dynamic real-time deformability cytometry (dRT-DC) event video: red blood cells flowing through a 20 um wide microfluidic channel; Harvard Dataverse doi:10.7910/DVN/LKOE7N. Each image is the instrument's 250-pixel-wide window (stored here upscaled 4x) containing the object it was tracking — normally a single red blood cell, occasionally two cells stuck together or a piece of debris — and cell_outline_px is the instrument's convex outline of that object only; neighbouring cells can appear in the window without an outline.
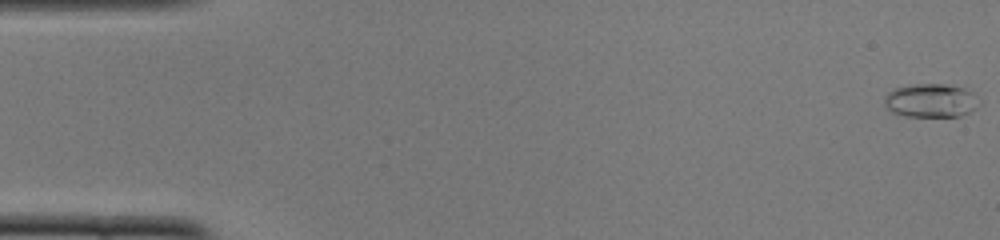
{"species": "common noctule bat (a hibernating species)", "species_latin": "Nyctalus noctula", "temperature_condition": "cold", "stored_images_in_passage": 50, "camera_frame_rate_fps": 3000, "um_per_image_px": 0.085, "animal": {"sex": "female", "body_mass_g": 22.0, "forearm_length_mm": 56.7}, "frame": {"image": 1, "passage_image": 1, "time_ms": 0.0, "image_size_px": [1000, 240], "cell_outline_px": [[976, 108], [960, 116], [904, 116], [892, 112], [884, 104], [884, 96], [892, 88], [912, 84], [944, 84], [964, 88], [972, 92]], "centroid_in_image_um": [79.02, 8.54], "position_along_channel_um": 6.0, "area_um2": 18.32}}
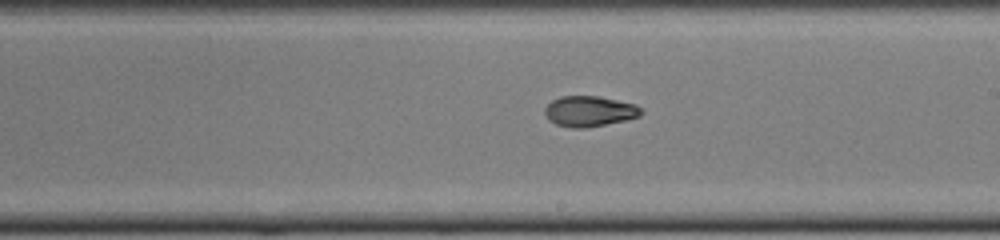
{"frame": {"image": 2, "passage_image": 29, "time_ms": 9.333, "image_size_px": [1000, 240], "cell_outline_px": [[644, 112], [640, 116], [624, 120], [584, 128], [572, 128], [556, 124], [548, 120], [544, 112], [544, 108], [552, 100], [560, 96], [600, 96], [636, 104]], "centroid_in_image_um": [50.09, 9.44], "position_along_channel_um": 238.9, "area_um2": 17.17}}
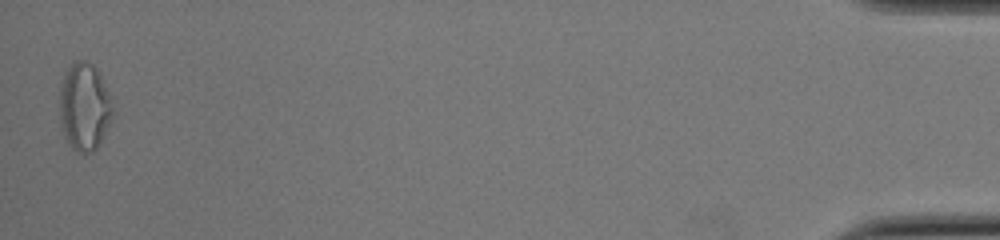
{"frame": {"image": 3, "passage_image": 50, "time_ms": 16.333, "image_size_px": [1000, 240], "cell_outline_px": [[112, 116], [96, 148], [92, 152], [84, 156], [76, 152], [72, 148], [64, 136], [60, 124], [60, 84], [64, 72], [72, 60], [84, 60], [92, 64], [100, 72], [112, 108]], "centroid_in_image_um": [7.12, 9.06], "position_along_channel_um": 428.1, "area_um2": 27.11}, "authors_computed_cell_mechanics": {"area_um2": 17.3978, "velocity_mm_per_s": 4.0151, "shape_relaxation_time_tau1_ms": null, "shape_relaxation_time_tau2_ms": 3.7033, "deformation_change_tau1": null, "deformation_change_tau2": 0.0891}}